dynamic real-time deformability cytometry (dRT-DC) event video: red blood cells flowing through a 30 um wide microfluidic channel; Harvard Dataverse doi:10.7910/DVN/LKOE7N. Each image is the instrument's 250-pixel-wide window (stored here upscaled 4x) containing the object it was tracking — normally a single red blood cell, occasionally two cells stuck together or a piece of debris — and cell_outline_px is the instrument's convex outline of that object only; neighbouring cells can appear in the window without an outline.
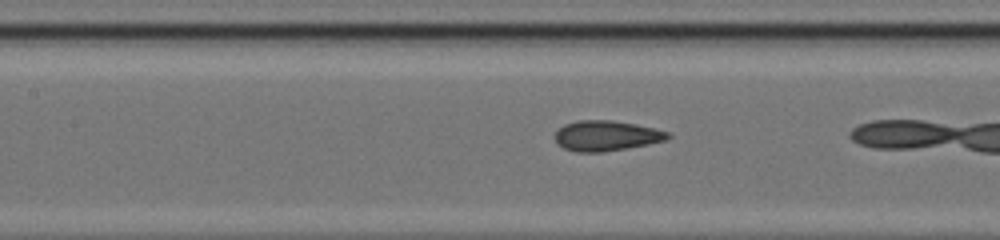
{"species": "common noctule bat (a hibernating species)", "species_latin": "Nyctalus noctula", "temperature_condition": "cold", "stored_images_in_passage": 34, "camera_frame_rate_fps": 3000, "um_per_image_px": 0.085, "animal": {"sex": "female", "body_mass_g": 17.0, "forearm_length_mm": 48.0}, "frame": {"image": 1, "passage_image": 18, "time_ms": 5.667, "image_size_px": [1000, 240], "cell_outline_px": [[672, 136], [668, 140], [648, 144], [600, 152], [576, 152], [564, 148], [556, 144], [552, 136], [564, 124], [576, 120], [612, 120], [636, 124], [668, 132]], "centroid_in_image_um": [51.49, 11.53], "position_along_channel_um": 155.9, "area_um2": 20.0}}
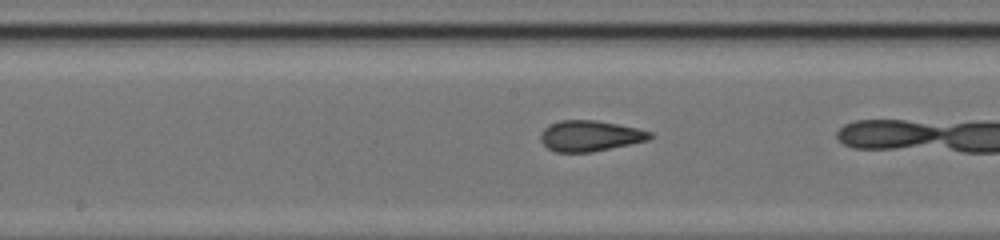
{"frame": {"image": 2, "passage_image": 21, "time_ms": 6.667, "image_size_px": [1000, 240], "cell_outline_px": [[652, 136], [648, 140], [592, 152], [556, 152], [548, 148], [540, 140], [540, 132], [548, 124], [560, 120], [596, 120], [636, 128], [652, 132]], "centroid_in_image_um": [50.1, 11.54], "position_along_channel_um": 198.1, "area_um2": 19.54}}
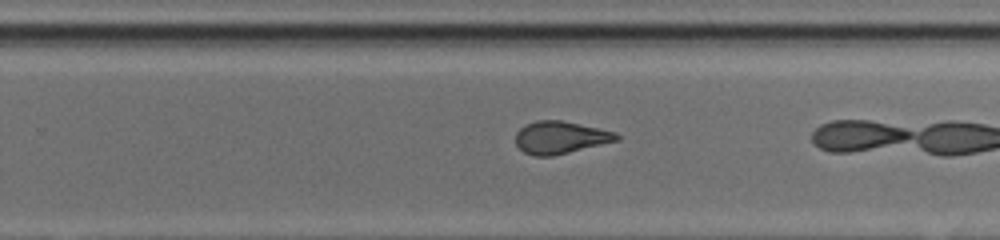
{"frame": {"image": 3, "passage_image": 27, "time_ms": 8.667, "image_size_px": [1000, 240], "cell_outline_px": [[620, 140], [552, 156], [532, 156], [524, 152], [516, 144], [516, 132], [524, 124], [536, 120], [560, 120], [616, 132], [620, 136]], "centroid_in_image_um": [47.61, 11.68], "position_along_channel_um": 282.2, "area_um2": 19.07}}